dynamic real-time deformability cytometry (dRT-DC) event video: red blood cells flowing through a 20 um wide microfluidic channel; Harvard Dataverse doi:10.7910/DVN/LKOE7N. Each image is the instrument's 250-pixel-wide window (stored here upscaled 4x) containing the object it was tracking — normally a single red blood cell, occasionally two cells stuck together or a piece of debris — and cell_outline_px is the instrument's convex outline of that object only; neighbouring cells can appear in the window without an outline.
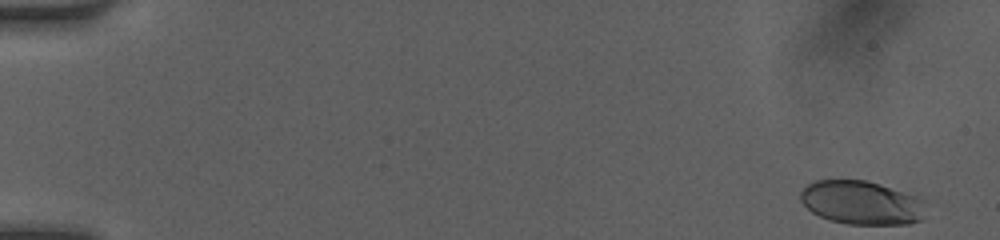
{"species": "human", "species_latin": "Homo sapiens", "temperature_condition": "room temperature", "stored_images_in_passage": 49, "camera_frame_rate_fps": 3000, "um_per_image_px": 0.085, "donor": {"sex": "female"}, "frame": {"image": 1, "passage_image": 1, "time_ms": 0.0, "image_size_px": [1000, 240], "cell_outline_px": [[920, 220], [908, 224], [848, 224], [828, 220], [812, 212], [800, 200], [800, 192], [808, 184], [816, 180], [864, 180], [880, 184], [916, 196], [920, 200]], "centroid_in_image_um": [73.13, 17.22], "position_along_channel_um": 11.9, "area_um2": 31.27}}
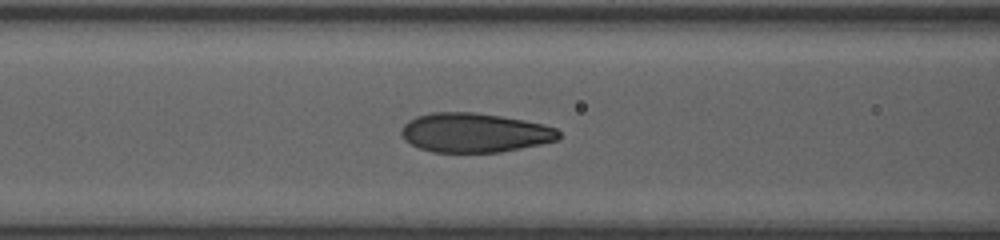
{"frame": {"image": 2, "passage_image": 21, "time_ms": 6.667, "image_size_px": [1000, 240], "cell_outline_px": [[560, 140], [500, 152], [432, 152], [420, 148], [404, 140], [400, 132], [404, 124], [408, 120], [416, 116], [432, 112], [472, 112], [500, 116], [524, 120], [544, 124], [556, 128], [560, 132]], "centroid_in_image_um": [40.34, 11.27], "position_along_channel_um": 126.3, "area_um2": 36.13}}
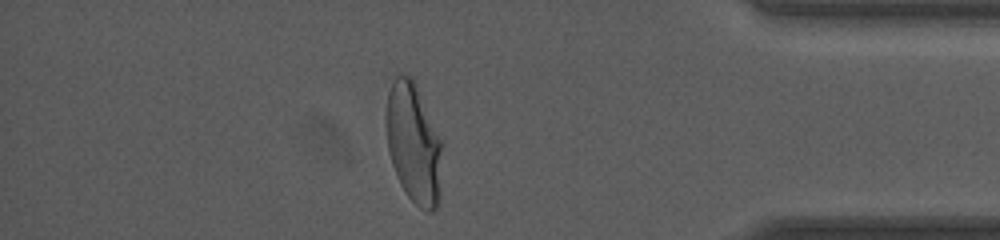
{"frame": {"image": 3, "passage_image": 43, "time_ms": 14.0, "image_size_px": [1000, 240], "cell_outline_px": [[444, 144], [440, 204], [432, 212], [428, 212], [420, 208], [408, 196], [400, 184], [396, 176], [388, 152], [384, 120], [384, 116], [388, 92], [396, 76], [412, 76], [444, 140]], "centroid_in_image_um": [35.2, 12.21], "position_along_channel_um": 400.0, "area_um2": 40.81}, "authors_computed_cell_mechanics": {"area_um2": 36.0094, "velocity_mm_per_s": 4.118, "shape_relaxation_time_tau1_ms": 4.065, "shape_relaxation_time_tau2_ms": null, "deformation_change_tau1": 0.1986, "deformation_change_tau2": null}}